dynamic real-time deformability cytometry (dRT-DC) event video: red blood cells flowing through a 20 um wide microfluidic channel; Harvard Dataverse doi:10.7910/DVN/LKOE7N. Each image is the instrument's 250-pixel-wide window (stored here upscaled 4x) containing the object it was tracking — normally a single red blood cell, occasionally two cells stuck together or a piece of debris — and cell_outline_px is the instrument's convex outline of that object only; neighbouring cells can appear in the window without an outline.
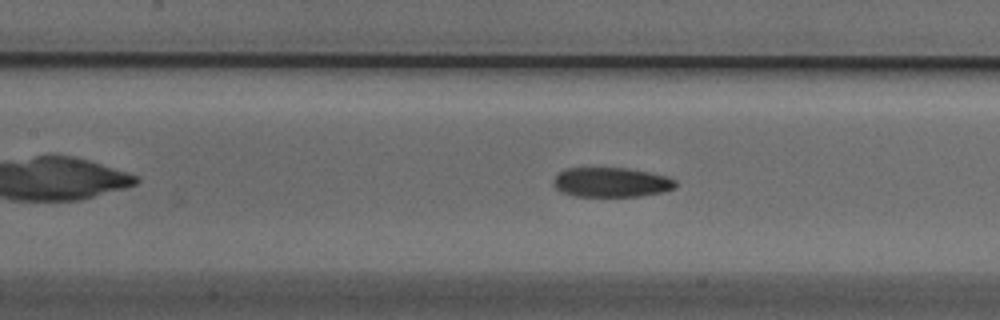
{"species": "Egyptian fruit bat (a non-hibernating species)", "species_latin": "Rousettus aegyptiacus", "temperature_condition": "cold", "stored_images_in_passage": 36, "camera_frame_rate_fps": 3000, "um_per_image_px": 0.085, "animal": {"sex": "male"}, "frame": {"image": 1, "passage_image": 16, "time_ms": 5.0, "image_size_px": [1000, 320], "cell_outline_px": [[676, 188], [664, 192], [640, 196], [576, 196], [560, 192], [552, 184], [552, 180], [564, 168], [628, 168], [668, 176], [676, 180]], "centroid_in_image_um": [51.97, 15.49], "position_along_channel_um": 155.4, "area_um2": 21.27}}
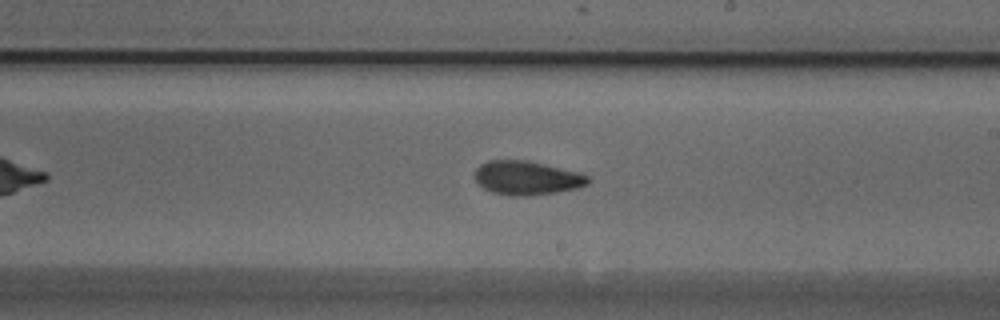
{"frame": {"image": 2, "passage_image": 23, "time_ms": 7.333, "image_size_px": [1000, 320], "cell_outline_px": [[592, 180], [588, 184], [576, 188], [556, 192], [528, 196], [508, 196], [492, 192], [484, 188], [476, 180], [476, 168], [480, 164], [488, 160], [528, 160], [580, 172], [588, 176]], "centroid_in_image_um": [44.8, 15.12], "position_along_channel_um": 244.2, "area_um2": 22.48}}
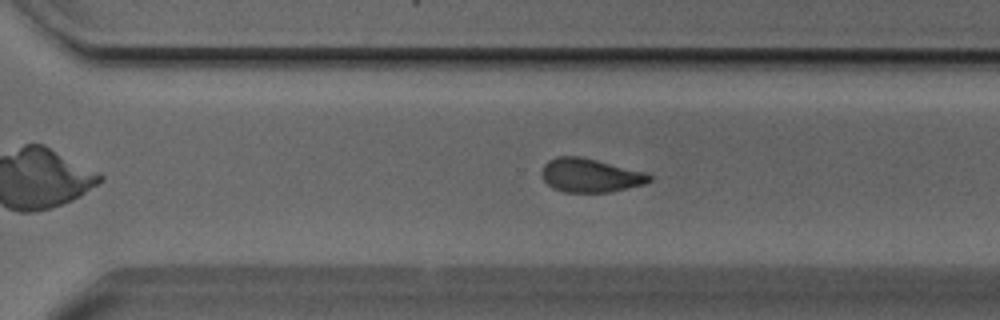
{"frame": {"image": 3, "passage_image": 29, "time_ms": 9.333, "image_size_px": [1000, 320], "cell_outline_px": [[652, 180], [644, 184], [608, 192], [564, 192], [552, 188], [544, 180], [540, 172], [544, 164], [548, 160], [556, 156], [580, 156], [644, 172], [652, 176]], "centroid_in_image_um": [50.12, 14.9], "position_along_channel_um": 320.5, "area_um2": 21.04}}